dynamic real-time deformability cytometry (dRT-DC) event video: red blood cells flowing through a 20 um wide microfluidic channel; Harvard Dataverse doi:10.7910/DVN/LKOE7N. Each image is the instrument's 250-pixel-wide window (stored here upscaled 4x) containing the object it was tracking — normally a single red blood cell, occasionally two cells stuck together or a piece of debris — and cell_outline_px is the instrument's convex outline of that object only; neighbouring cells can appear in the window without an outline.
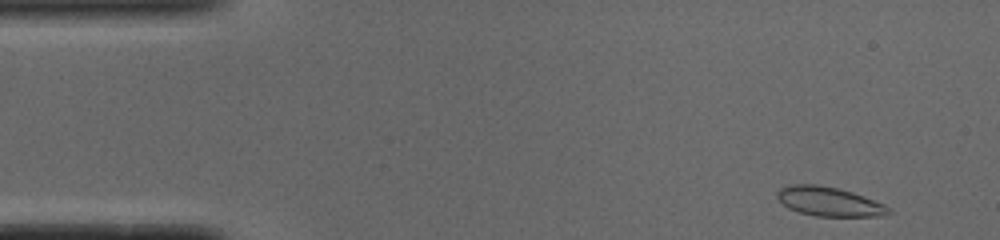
{"species": "common noctule bat (a hibernating species)", "species_latin": "Nyctalus noctula", "temperature_condition": "cold", "stored_images_in_passage": 49, "camera_frame_rate_fps": 3000, "um_per_image_px": 0.085, "animal": {"sex": "male", "body_mass_g": 19.0, "forearm_length_mm": 50.8}, "frame": {"image": 1, "passage_image": 1, "time_ms": 0.0, "image_size_px": [1000, 240], "cell_outline_px": [[892, 212], [884, 216], [816, 216], [800, 212], [788, 208], [776, 196], [776, 192], [780, 188], [792, 184], [816, 184], [836, 188], [852, 192], [864, 196], [884, 204]], "centroid_in_image_um": [70.47, 17.13], "position_along_channel_um": 14.5, "area_um2": 18.84}}
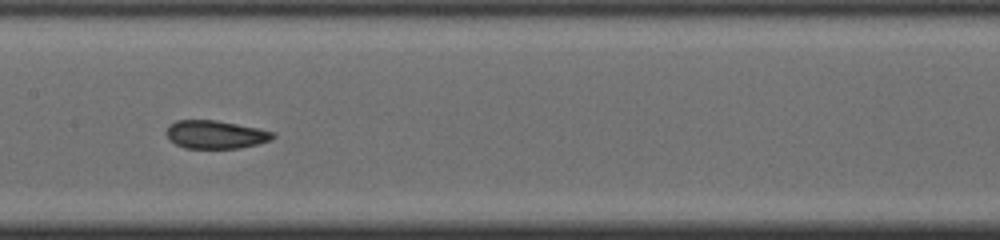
{"frame": {"image": 2, "passage_image": 22, "time_ms": 7.0, "image_size_px": [1000, 240], "cell_outline_px": [[276, 136], [272, 140], [240, 148], [184, 148], [176, 144], [164, 132], [168, 124], [176, 120], [216, 120], [276, 132]], "centroid_in_image_um": [18.31, 11.43], "position_along_channel_um": 189.1, "area_um2": 17.51}}
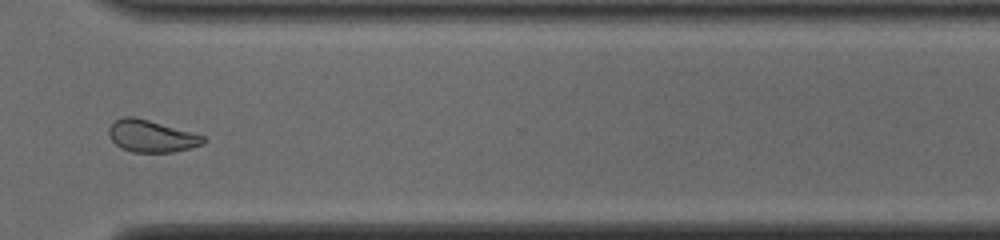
{"frame": {"image": 3, "passage_image": 35, "time_ms": 11.333, "image_size_px": [1000, 240], "cell_outline_px": [[208, 140], [204, 144], [172, 152], [132, 152], [120, 148], [108, 136], [108, 128], [116, 120], [124, 116], [132, 116], [148, 120], [208, 136]], "centroid_in_image_um": [12.9, 11.57], "position_along_channel_um": 357.7, "area_um2": 17.74}, "authors_computed_cell_mechanics": {"area_um2": 18.6116, "velocity_mm_per_s": 3.8757, "shape_relaxation_time_tau1_ms": null, "shape_relaxation_time_tau2_ms": 1.1164, "deformation_change_tau1": null, "deformation_change_tau2": 0.0663}}